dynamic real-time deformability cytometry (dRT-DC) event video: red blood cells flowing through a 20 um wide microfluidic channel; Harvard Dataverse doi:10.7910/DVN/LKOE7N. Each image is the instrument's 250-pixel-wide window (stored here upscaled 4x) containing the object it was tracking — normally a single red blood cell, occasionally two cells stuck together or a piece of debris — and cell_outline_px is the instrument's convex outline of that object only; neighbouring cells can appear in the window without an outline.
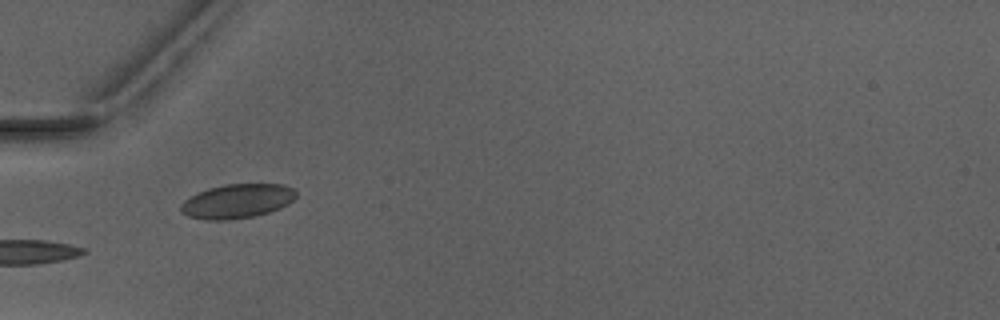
{"species": "Egyptian fruit bat (a non-hibernating species)", "species_latin": "Rousettus aegyptiacus", "temperature_condition": "warm", "stored_images_in_passage": 5, "camera_frame_rate_fps": 3000, "um_per_image_px": 0.085, "animal": {"sex": "male"}, "frame": {"image": 1, "passage_image": 3, "time_ms": 2.333, "image_size_px": [1000, 320], "cell_outline_px": [[296, 196], [288, 204], [280, 208], [256, 216], [228, 220], [208, 220], [188, 216], [180, 212], [180, 204], [188, 196], [196, 192], [208, 188], [224, 184], [284, 184], [292, 188], [296, 192]], "centroid_in_image_um": [20.12, 17.09], "position_along_channel_um": 64.9, "area_um2": 23.24}}
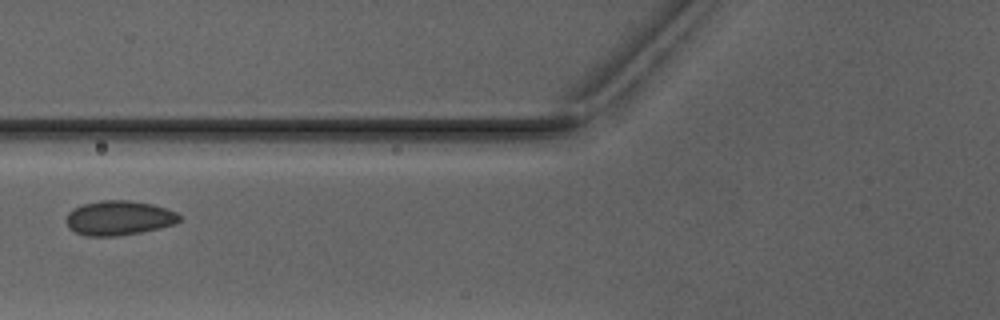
{"frame": {"image": 2, "passage_image": 4, "time_ms": 3.667, "image_size_px": [1000, 320], "cell_outline_px": [[180, 220], [176, 224], [160, 228], [140, 232], [116, 236], [88, 236], [76, 232], [68, 228], [64, 220], [68, 212], [84, 204], [100, 200], [132, 200], [152, 204], [176, 212], [180, 216]], "centroid_in_image_um": [10.09, 18.53], "position_along_channel_um": 115.7, "area_um2": 22.83}}
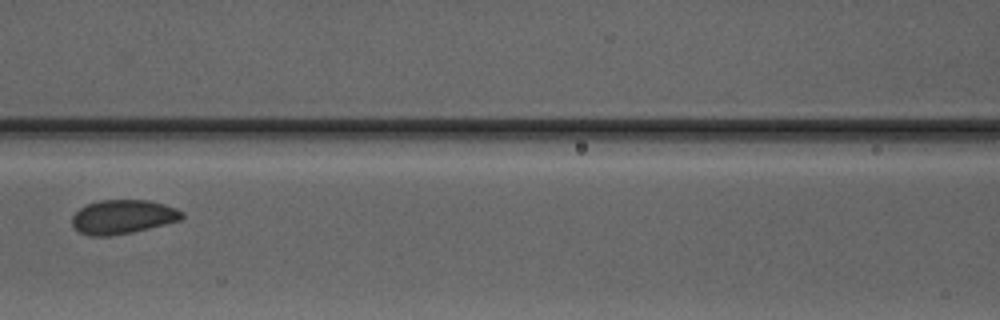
{"frame": {"image": 3, "passage_image": 5, "time_ms": 4.667, "image_size_px": [1000, 320], "cell_outline_px": [[184, 216], [180, 220], [132, 232], [108, 236], [92, 236], [80, 232], [72, 224], [72, 216], [80, 208], [88, 204], [100, 200], [148, 200], [164, 204], [176, 208], [184, 212]], "centroid_in_image_um": [10.45, 18.42], "position_along_channel_um": 156.2, "area_um2": 21.62}}